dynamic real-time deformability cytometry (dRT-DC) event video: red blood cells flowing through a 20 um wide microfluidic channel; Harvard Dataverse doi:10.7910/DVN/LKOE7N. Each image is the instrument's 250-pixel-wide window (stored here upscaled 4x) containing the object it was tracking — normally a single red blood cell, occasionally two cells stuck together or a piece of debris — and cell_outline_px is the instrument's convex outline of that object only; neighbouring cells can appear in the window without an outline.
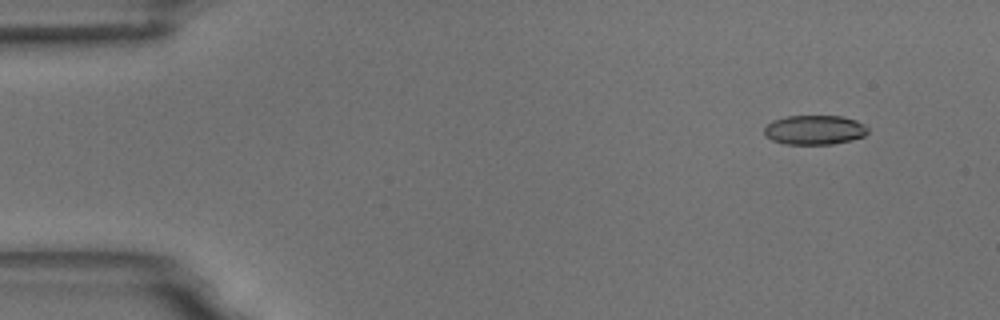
{"species": "common noctule bat (a hibernating species)", "species_latin": "Nyctalus noctula", "temperature_condition": "room temperature", "stored_images_in_passage": 5, "camera_frame_rate_fps": 3000, "um_per_image_px": 0.085, "animal": {"sex": "male", "body_mass_g": 18.8}, "frame": {"image": 1, "passage_image": 1, "time_ms": 0.0, "image_size_px": [1000, 320], "cell_outline_px": [[868, 132], [864, 136], [852, 140], [832, 144], [784, 144], [772, 140], [764, 136], [764, 128], [772, 120], [788, 116], [844, 116], [856, 120], [864, 124], [868, 128]], "centroid_in_image_um": [69.24, 11.04], "position_along_channel_um": 15.8, "area_um2": 17.92}}